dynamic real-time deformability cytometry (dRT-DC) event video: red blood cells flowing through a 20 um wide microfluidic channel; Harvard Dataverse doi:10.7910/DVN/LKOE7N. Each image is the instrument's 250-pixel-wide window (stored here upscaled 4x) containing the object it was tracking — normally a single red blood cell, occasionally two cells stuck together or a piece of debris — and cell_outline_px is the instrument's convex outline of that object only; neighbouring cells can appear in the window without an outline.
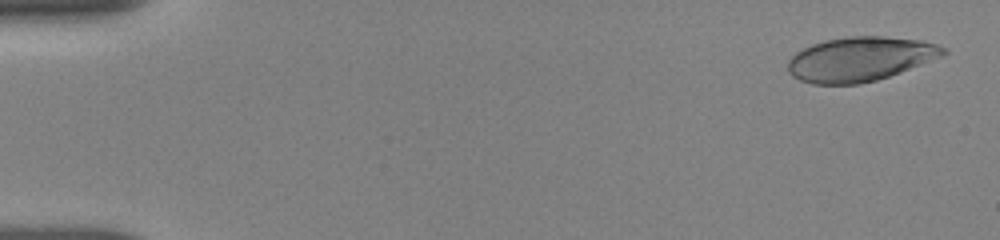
{"species": "human", "species_latin": "Homo sapiens", "temperature_condition": "room temperature", "stored_images_in_passage": 21, "camera_frame_rate_fps": 3000, "um_per_image_px": 0.085, "donor": {"sex": "female"}, "frame": {"image": 1, "passage_image": 2, "time_ms": 0.333, "image_size_px": [1000, 240], "cell_outline_px": [[948, 52], [940, 56], [900, 72], [876, 80], [860, 84], [812, 84], [800, 80], [792, 76], [788, 72], [788, 60], [796, 52], [812, 44], [824, 40], [852, 36], [884, 36], [924, 40], [948, 48]], "centroid_in_image_um": [73.09, 5.01], "position_along_channel_um": 11.9, "area_um2": 40.11}}
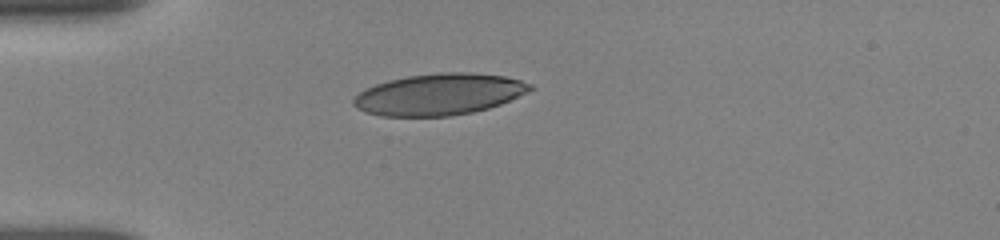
{"frame": {"image": 2, "passage_image": 17, "time_ms": 4.333, "image_size_px": [1000, 240], "cell_outline_px": [[536, 88], [528, 92], [500, 104], [488, 108], [472, 112], [448, 116], [380, 116], [364, 112], [356, 108], [352, 104], [352, 100], [360, 92], [376, 84], [388, 80], [408, 76], [440, 72], [472, 72], [504, 76], [520, 80], [532, 84]], "centroid_in_image_um": [37.33, 8.01], "position_along_channel_um": 47.7, "area_um2": 42.71}}